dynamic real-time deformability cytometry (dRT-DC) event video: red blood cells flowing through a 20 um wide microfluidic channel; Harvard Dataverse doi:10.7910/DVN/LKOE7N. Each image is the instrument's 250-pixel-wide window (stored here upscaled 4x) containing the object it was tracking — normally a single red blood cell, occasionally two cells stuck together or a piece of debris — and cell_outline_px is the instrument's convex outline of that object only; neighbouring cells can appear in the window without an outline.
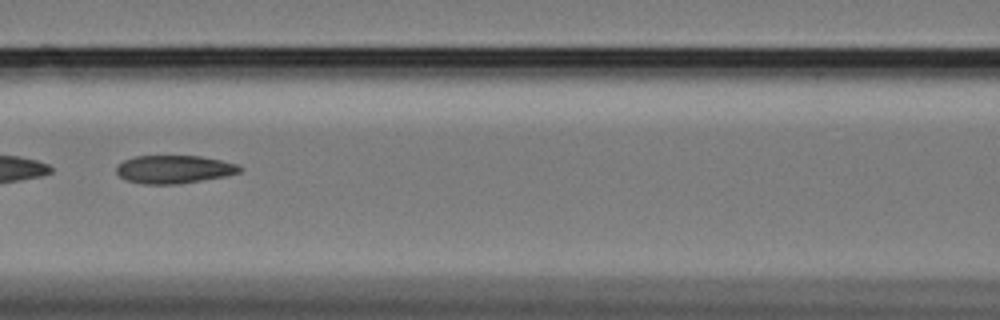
{"species": "Egyptian fruit bat (a non-hibernating species)", "species_latin": "Rousettus aegyptiacus", "temperature_condition": "cold", "stored_images_in_passage": 39, "camera_frame_rate_fps": 3000, "um_per_image_px": 0.085, "animal": {"sex": "female"}, "frame": {"image": 1, "passage_image": 7, "time_ms": 2.0, "image_size_px": [1000, 320], "cell_outline_px": [[244, 168], [240, 172], [224, 176], [180, 184], [144, 184], [124, 180], [116, 172], [116, 164], [124, 160], [136, 156], [200, 156], [240, 164]], "centroid_in_image_um": [14.79, 14.39], "position_along_channel_um": 151.8, "area_um2": 20.35}}
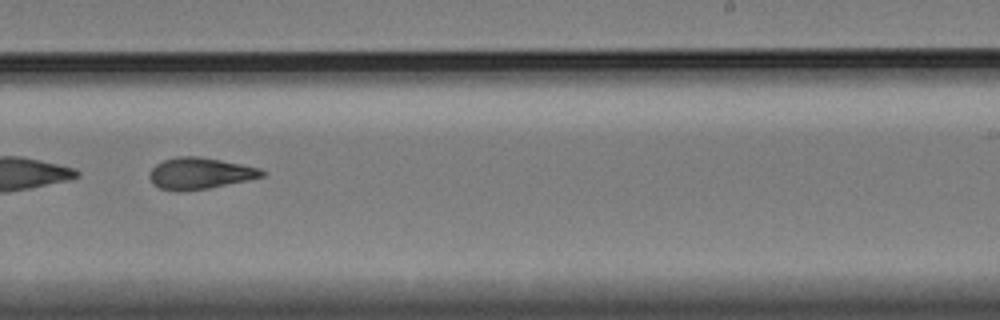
{"frame": {"image": 2, "passage_image": 18, "time_ms": 5.667, "image_size_px": [1000, 320], "cell_outline_px": [[268, 172], [264, 176], [248, 180], [208, 188], [180, 192], [172, 192], [160, 188], [152, 184], [148, 176], [152, 168], [156, 164], [164, 160], [176, 156], [200, 156], [260, 168]], "centroid_in_image_um": [16.96, 14.74], "position_along_channel_um": 272.0, "area_um2": 20.81}, "authors_computed_cell_mechanics": {"area_um2": 20.6924, "velocity_mm_per_s": 3.2877, "shape_relaxation_time_tau1_ms": null, "shape_relaxation_time_tau2_ms": 2.9729, "deformation_change_tau1": null, "deformation_change_tau2": 0.0898}}